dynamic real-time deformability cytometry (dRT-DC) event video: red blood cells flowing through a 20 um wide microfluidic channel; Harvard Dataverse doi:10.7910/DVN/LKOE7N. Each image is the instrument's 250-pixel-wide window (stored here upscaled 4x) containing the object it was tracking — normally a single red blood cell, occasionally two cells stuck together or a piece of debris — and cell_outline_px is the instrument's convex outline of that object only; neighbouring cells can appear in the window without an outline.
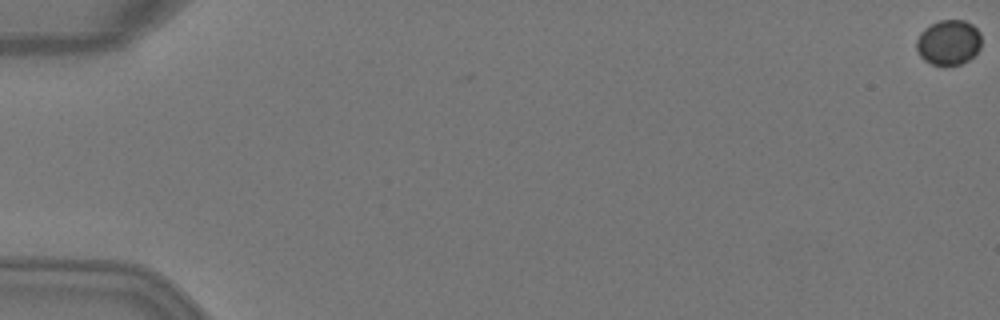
{"species": "Egyptian fruit bat (a non-hibernating species)", "species_latin": "Rousettus aegyptiacus", "temperature_condition": "warm", "stored_images_in_passage": 11, "camera_frame_rate_fps": 3000, "um_per_image_px": 0.085, "animal": {"sex": "female"}, "frame": {"image": 1, "passage_image": 1, "time_ms": 0.0, "image_size_px": [1000, 320], "cell_outline_px": [[980, 48], [968, 60], [960, 64], [944, 68], [932, 64], [924, 60], [920, 56], [916, 48], [916, 40], [920, 32], [924, 28], [940, 20], [964, 20], [972, 24], [980, 32]], "centroid_in_image_um": [80.61, 3.63], "position_along_channel_um": 4.4, "area_um2": 17.34}}